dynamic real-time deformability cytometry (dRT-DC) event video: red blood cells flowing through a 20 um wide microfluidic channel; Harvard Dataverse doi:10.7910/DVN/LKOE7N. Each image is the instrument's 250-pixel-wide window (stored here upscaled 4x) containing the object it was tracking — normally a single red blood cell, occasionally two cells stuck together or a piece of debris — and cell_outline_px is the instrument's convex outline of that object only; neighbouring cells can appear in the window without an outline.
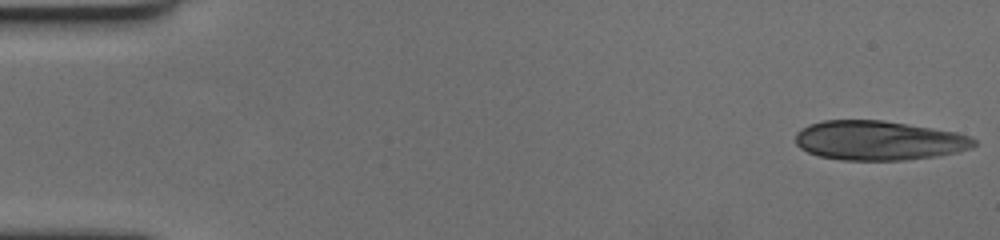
{"species": "human", "species_latin": "Homo sapiens", "temperature_condition": "cold", "stored_images_in_passage": 58, "camera_frame_rate_fps": 3000, "um_per_image_px": 0.085, "donor": {"sex": "female"}, "frame": {"image": 1, "passage_image": 1, "time_ms": 0.0, "image_size_px": [1000, 240], "cell_outline_px": [[976, 144], [972, 148], [956, 152], [936, 156], [904, 160], [840, 160], [820, 156], [808, 152], [800, 148], [796, 144], [796, 132], [800, 128], [808, 124], [824, 120], [884, 120], [956, 132], [968, 136], [976, 140]], "centroid_in_image_um": [74.66, 11.94], "position_along_channel_um": 10.3, "area_um2": 41.1}}
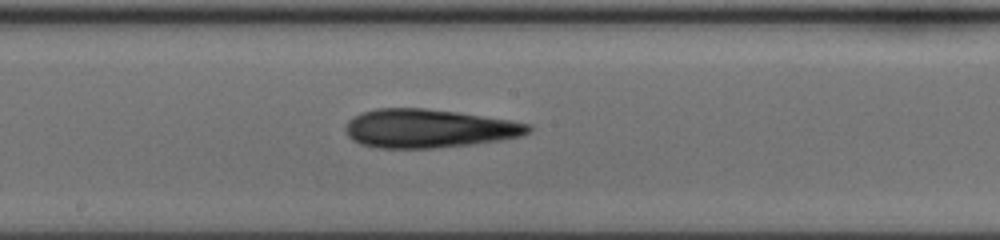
{"frame": {"image": 2, "passage_image": 31, "time_ms": 10.0, "image_size_px": [1000, 240], "cell_outline_px": [[532, 128], [524, 136], [500, 140], [472, 144], [432, 148], [376, 148], [360, 144], [352, 140], [348, 136], [344, 128], [348, 120], [352, 116], [376, 108], [424, 108], [456, 112], [512, 120], [532, 124]], "centroid_in_image_um": [36.43, 10.92], "position_along_channel_um": 211.8, "area_um2": 41.38}}
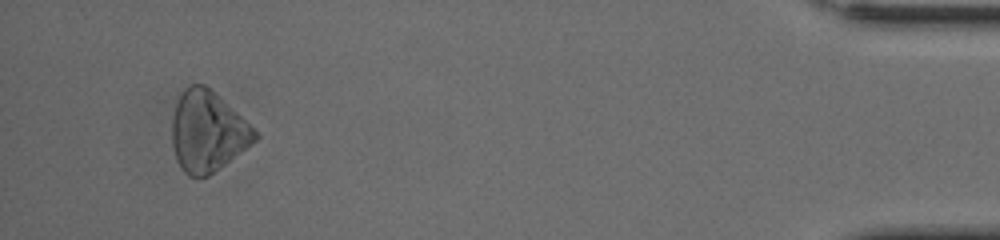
{"frame": {"image": 3, "passage_image": 55, "time_ms": 18.0, "image_size_px": [1000, 240], "cell_outline_px": [[260, 136], [252, 144], [208, 176], [188, 176], [180, 168], [176, 160], [172, 144], [172, 116], [176, 104], [184, 88], [192, 84], [204, 84], [240, 116]], "centroid_in_image_um": [17.6, 11.2], "position_along_channel_um": 417.6, "area_um2": 38.26}, "authors_computed_cell_mechanics": {"area_um2": 40.7201, "velocity_mm_per_s": 3.4733, "shape_relaxation_time_tau1_ms": 3.4922, "shape_relaxation_time_tau2_ms": 7.7637, "deformation_change_tau1": 0.0935, "deformation_change_tau2": 0.1709}}